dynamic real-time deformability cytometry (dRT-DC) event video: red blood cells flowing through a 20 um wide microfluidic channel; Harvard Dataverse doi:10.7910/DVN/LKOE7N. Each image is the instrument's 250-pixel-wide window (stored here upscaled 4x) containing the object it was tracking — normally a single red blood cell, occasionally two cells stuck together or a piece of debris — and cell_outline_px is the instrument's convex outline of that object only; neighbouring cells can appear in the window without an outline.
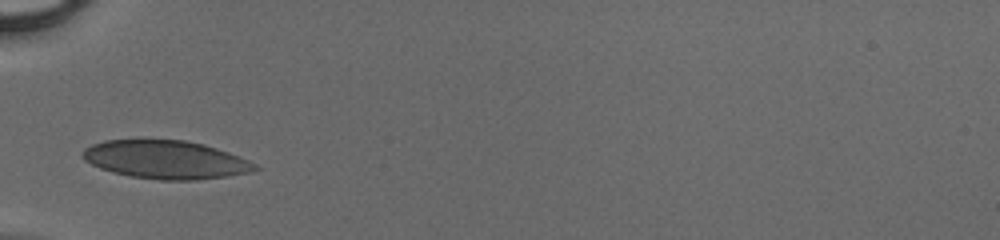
{"species": "human", "species_latin": "Homo sapiens", "temperature_condition": "cold", "stored_images_in_passage": 26, "camera_frame_rate_fps": 3000, "um_per_image_px": 0.085, "donor": {"sex": "male"}, "frame": {"image": 1, "passage_image": 1, "time_ms": 0.0, "image_size_px": [1000, 240], "cell_outline_px": [[260, 168], [248, 172], [228, 176], [196, 180], [160, 180], [132, 176], [112, 172], [100, 168], [84, 160], [84, 148], [92, 144], [104, 140], [184, 140], [204, 144], [228, 152], [248, 160], [256, 164]], "centroid_in_image_um": [14.09, 13.57], "position_along_channel_um": 70.9, "area_um2": 38.15}}
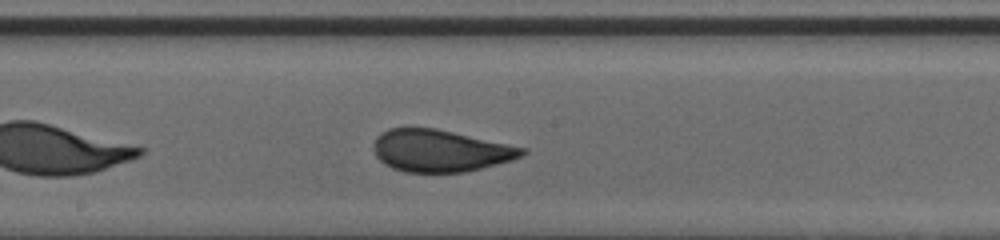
{"frame": {"image": 2, "passage_image": 11, "time_ms": 3.333, "image_size_px": [1000, 240], "cell_outline_px": [[528, 152], [512, 160], [464, 172], [404, 172], [392, 168], [384, 164], [376, 156], [376, 136], [380, 132], [388, 128], [436, 128], [528, 148]], "centroid_in_image_um": [37.44, 12.81], "position_along_channel_um": 210.8, "area_um2": 36.24}}
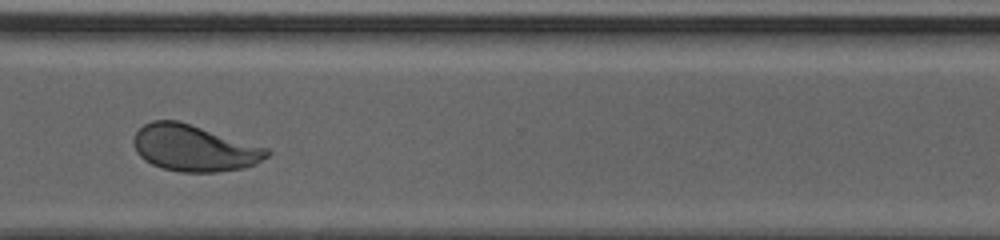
{"frame": {"image": 3, "passage_image": 21, "time_ms": 6.667, "image_size_px": [1000, 240], "cell_outline_px": [[272, 152], [268, 156], [256, 164], [244, 168], [216, 172], [180, 172], [164, 168], [152, 164], [144, 160], [136, 152], [132, 144], [132, 140], [136, 132], [144, 124], [152, 120], [176, 120], [268, 148]], "centroid_in_image_um": [16.48, 12.6], "position_along_channel_um": 354.1, "area_um2": 35.95}}